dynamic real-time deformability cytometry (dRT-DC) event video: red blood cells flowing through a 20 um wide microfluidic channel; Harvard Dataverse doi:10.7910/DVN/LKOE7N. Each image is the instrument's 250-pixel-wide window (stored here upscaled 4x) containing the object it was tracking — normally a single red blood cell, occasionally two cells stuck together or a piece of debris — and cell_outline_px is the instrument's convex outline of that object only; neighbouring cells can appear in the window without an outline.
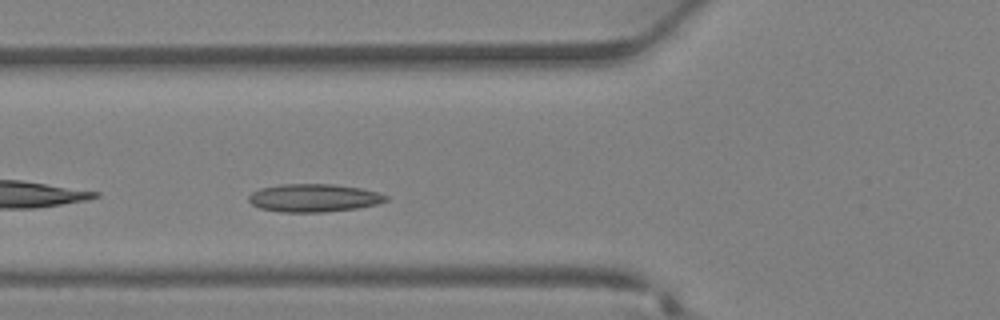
{"species": "Egyptian fruit bat (a non-hibernating species)", "species_latin": "Rousettus aegyptiacus", "temperature_condition": "warm", "stored_images_in_passage": 29, "camera_frame_rate_fps": 3000, "um_per_image_px": 0.085, "animal": {"sex": "female"}, "frame": {"image": 1, "passage_image": 7, "time_ms": 2.0, "image_size_px": [1000, 320], "cell_outline_px": [[388, 200], [380, 204], [356, 208], [324, 212], [280, 212], [260, 208], [252, 204], [248, 200], [248, 196], [252, 192], [260, 188], [280, 184], [336, 184], [360, 188], [376, 192], [388, 196]], "centroid_in_image_um": [26.67, 16.82], "position_along_channel_um": 99.1, "area_um2": 22.48}}
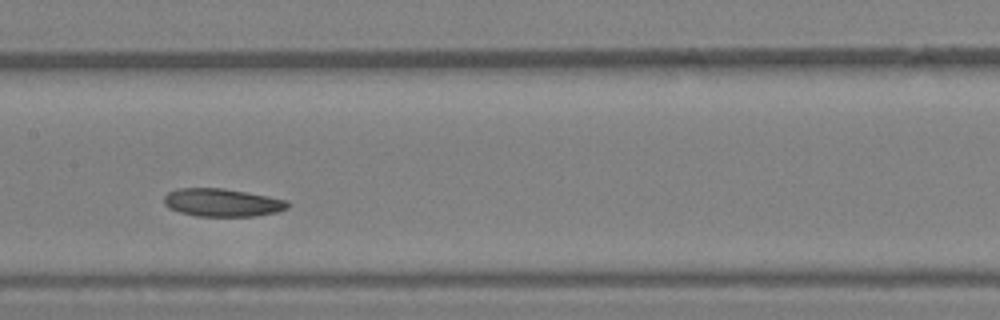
{"frame": {"image": 2, "passage_image": 12, "time_ms": 3.667, "image_size_px": [1000, 320], "cell_outline_px": [[288, 208], [276, 212], [256, 216], [196, 216], [180, 212], [168, 208], [164, 204], [164, 196], [168, 192], [180, 188], [224, 188], [248, 192], [288, 200]], "centroid_in_image_um": [18.88, 17.21], "position_along_channel_um": 188.5, "area_um2": 20.23}}
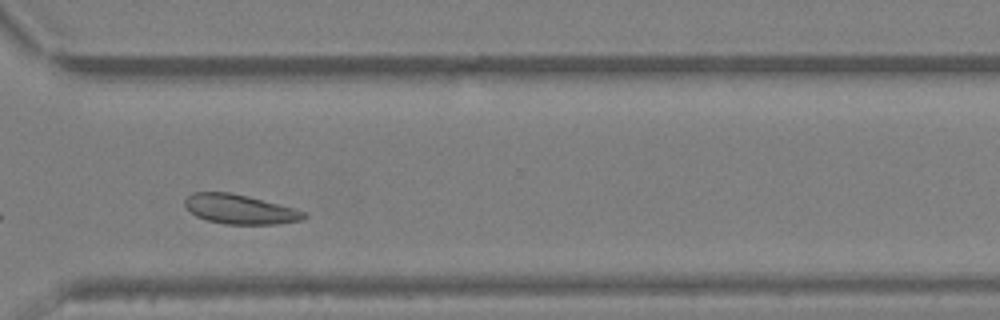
{"frame": {"image": 3, "passage_image": 21, "time_ms": 6.667, "image_size_px": [1000, 320], "cell_outline_px": [[308, 216], [300, 220], [276, 224], [224, 224], [208, 220], [196, 216], [184, 204], [184, 200], [192, 192], [228, 192], [296, 208], [308, 212]], "centroid_in_image_um": [20.42, 17.79], "position_along_channel_um": 350.2, "area_um2": 20.29}}